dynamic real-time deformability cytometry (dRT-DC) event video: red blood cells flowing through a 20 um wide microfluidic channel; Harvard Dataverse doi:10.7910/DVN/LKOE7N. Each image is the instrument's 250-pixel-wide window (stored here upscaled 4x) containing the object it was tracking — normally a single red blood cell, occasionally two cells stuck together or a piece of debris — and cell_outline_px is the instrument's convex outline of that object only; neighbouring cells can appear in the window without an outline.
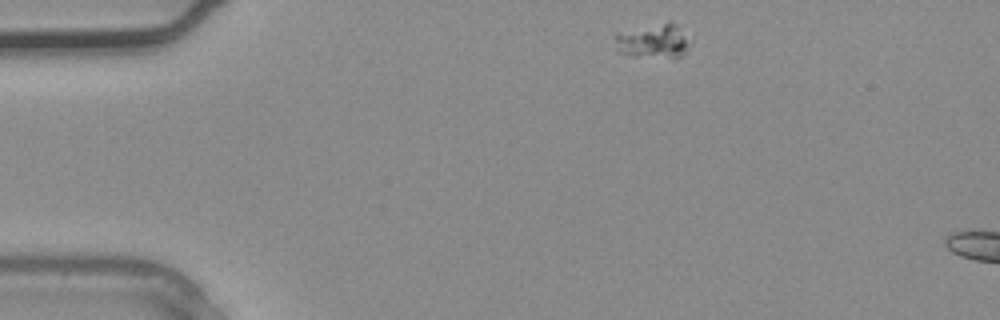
{"species": "common noctule bat (a hibernating species)", "species_latin": "Nyctalus noctula", "temperature_condition": "warm", "stored_images_in_passage": 6, "camera_frame_rate_fps": 3000, "um_per_image_px": 0.085, "animal": {"sex": "male", "body_mass_g": 20.4}, "frame": {"image": 1, "passage_image": 1, "time_ms": 0.0, "image_size_px": [1000, 320], "cell_outline_px": [[688, 48], [680, 56], [632, 56], [616, 52], [616, 32], [668, 20], [676, 24]], "centroid_in_image_um": [55.39, 3.45], "position_along_channel_um": 29.6, "area_um2": 14.51}}